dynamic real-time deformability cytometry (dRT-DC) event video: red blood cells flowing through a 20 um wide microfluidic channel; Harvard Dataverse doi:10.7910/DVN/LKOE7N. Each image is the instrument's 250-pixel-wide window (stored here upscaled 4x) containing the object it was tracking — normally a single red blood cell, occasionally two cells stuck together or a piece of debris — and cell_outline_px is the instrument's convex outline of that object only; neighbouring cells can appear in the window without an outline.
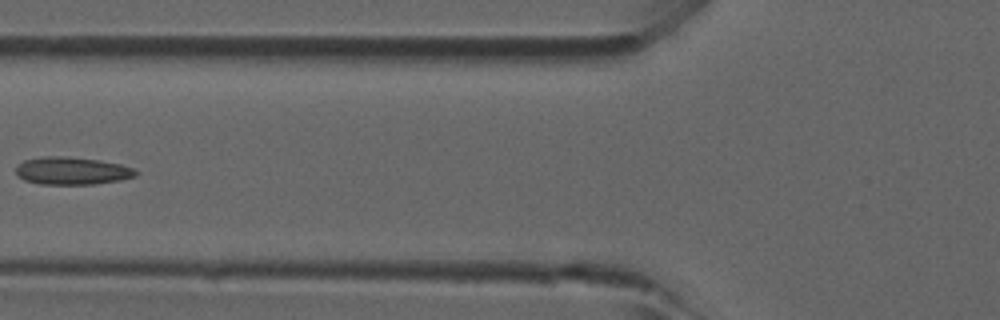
{"species": "common noctule bat (a hibernating species)", "species_latin": "Nyctalus noctula", "temperature_condition": "room temperature", "stored_images_in_passage": 6, "camera_frame_rate_fps": 3000, "um_per_image_px": 0.085, "animal": {"sex": "male", "forearm_length_mm": 52.5}, "frame": {"image": 1, "passage_image": 5, "time_ms": 1.333, "image_size_px": [1000, 320], "cell_outline_px": [[140, 172], [136, 176], [120, 180], [92, 184], [40, 184], [24, 180], [16, 172], [16, 168], [24, 160], [40, 156], [64, 156], [100, 160], [120, 164], [132, 168]], "centroid_in_image_um": [6.13, 14.51], "position_along_channel_um": 119.7, "area_um2": 19.25}}